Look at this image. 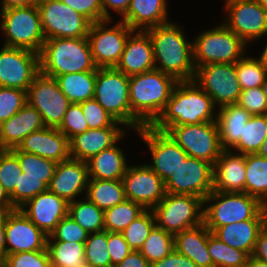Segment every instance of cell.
Here are the masks:
<instances>
[{
  "mask_svg": "<svg viewBox=\"0 0 267 267\" xmlns=\"http://www.w3.org/2000/svg\"><path fill=\"white\" fill-rule=\"evenodd\" d=\"M183 23L174 21L149 28L155 69L172 75L177 81L194 80L193 38L189 39Z\"/></svg>",
  "mask_w": 267,
  "mask_h": 267,
  "instance_id": "1",
  "label": "cell"
},
{
  "mask_svg": "<svg viewBox=\"0 0 267 267\" xmlns=\"http://www.w3.org/2000/svg\"><path fill=\"white\" fill-rule=\"evenodd\" d=\"M218 108L211 97L194 81H177L166 107L151 125L166 131L171 126L216 121Z\"/></svg>",
  "mask_w": 267,
  "mask_h": 267,
  "instance_id": "2",
  "label": "cell"
},
{
  "mask_svg": "<svg viewBox=\"0 0 267 267\" xmlns=\"http://www.w3.org/2000/svg\"><path fill=\"white\" fill-rule=\"evenodd\" d=\"M176 83L172 75L157 69L131 76L129 99L133 115L144 126H151L166 107Z\"/></svg>",
  "mask_w": 267,
  "mask_h": 267,
  "instance_id": "3",
  "label": "cell"
},
{
  "mask_svg": "<svg viewBox=\"0 0 267 267\" xmlns=\"http://www.w3.org/2000/svg\"><path fill=\"white\" fill-rule=\"evenodd\" d=\"M39 57L40 72L53 78L98 69L87 37L46 39Z\"/></svg>",
  "mask_w": 267,
  "mask_h": 267,
  "instance_id": "4",
  "label": "cell"
},
{
  "mask_svg": "<svg viewBox=\"0 0 267 267\" xmlns=\"http://www.w3.org/2000/svg\"><path fill=\"white\" fill-rule=\"evenodd\" d=\"M250 47L222 21L215 27L201 30L193 38V62L199 66L212 63H237Z\"/></svg>",
  "mask_w": 267,
  "mask_h": 267,
  "instance_id": "5",
  "label": "cell"
},
{
  "mask_svg": "<svg viewBox=\"0 0 267 267\" xmlns=\"http://www.w3.org/2000/svg\"><path fill=\"white\" fill-rule=\"evenodd\" d=\"M129 80L130 77L115 67L98 68L94 99L116 121L121 122L135 134V131L144 125L131 112Z\"/></svg>",
  "mask_w": 267,
  "mask_h": 267,
  "instance_id": "6",
  "label": "cell"
},
{
  "mask_svg": "<svg viewBox=\"0 0 267 267\" xmlns=\"http://www.w3.org/2000/svg\"><path fill=\"white\" fill-rule=\"evenodd\" d=\"M264 204L245 192L212 191L204 199L203 223L212 232L215 228L252 218H264Z\"/></svg>",
  "mask_w": 267,
  "mask_h": 267,
  "instance_id": "7",
  "label": "cell"
},
{
  "mask_svg": "<svg viewBox=\"0 0 267 267\" xmlns=\"http://www.w3.org/2000/svg\"><path fill=\"white\" fill-rule=\"evenodd\" d=\"M0 33L4 46L40 54L46 40L37 5L0 10Z\"/></svg>",
  "mask_w": 267,
  "mask_h": 267,
  "instance_id": "8",
  "label": "cell"
},
{
  "mask_svg": "<svg viewBox=\"0 0 267 267\" xmlns=\"http://www.w3.org/2000/svg\"><path fill=\"white\" fill-rule=\"evenodd\" d=\"M204 200L184 194L166 193L152 209L156 226L176 235L203 223Z\"/></svg>",
  "mask_w": 267,
  "mask_h": 267,
  "instance_id": "9",
  "label": "cell"
},
{
  "mask_svg": "<svg viewBox=\"0 0 267 267\" xmlns=\"http://www.w3.org/2000/svg\"><path fill=\"white\" fill-rule=\"evenodd\" d=\"M115 21L104 20L90 25L87 39L94 63L98 68L116 67L127 39L134 32L125 22L117 20L115 23Z\"/></svg>",
  "mask_w": 267,
  "mask_h": 267,
  "instance_id": "10",
  "label": "cell"
},
{
  "mask_svg": "<svg viewBox=\"0 0 267 267\" xmlns=\"http://www.w3.org/2000/svg\"><path fill=\"white\" fill-rule=\"evenodd\" d=\"M165 132L172 137L189 157L206 161L213 166L224 151L216 121L171 126Z\"/></svg>",
  "mask_w": 267,
  "mask_h": 267,
  "instance_id": "11",
  "label": "cell"
},
{
  "mask_svg": "<svg viewBox=\"0 0 267 267\" xmlns=\"http://www.w3.org/2000/svg\"><path fill=\"white\" fill-rule=\"evenodd\" d=\"M222 1V0H221ZM224 20L248 46L267 34V11L257 0H223ZM251 44V45H250Z\"/></svg>",
  "mask_w": 267,
  "mask_h": 267,
  "instance_id": "12",
  "label": "cell"
},
{
  "mask_svg": "<svg viewBox=\"0 0 267 267\" xmlns=\"http://www.w3.org/2000/svg\"><path fill=\"white\" fill-rule=\"evenodd\" d=\"M136 135L146 145L150 153V162L146 164L163 180L165 184L174 171L184 162L188 154L164 131L155 130L151 126H143Z\"/></svg>",
  "mask_w": 267,
  "mask_h": 267,
  "instance_id": "13",
  "label": "cell"
},
{
  "mask_svg": "<svg viewBox=\"0 0 267 267\" xmlns=\"http://www.w3.org/2000/svg\"><path fill=\"white\" fill-rule=\"evenodd\" d=\"M37 6L46 39L88 36L91 22L60 0H40Z\"/></svg>",
  "mask_w": 267,
  "mask_h": 267,
  "instance_id": "14",
  "label": "cell"
},
{
  "mask_svg": "<svg viewBox=\"0 0 267 267\" xmlns=\"http://www.w3.org/2000/svg\"><path fill=\"white\" fill-rule=\"evenodd\" d=\"M194 81L211 97L217 108L236 104L242 91L235 63L199 66Z\"/></svg>",
  "mask_w": 267,
  "mask_h": 267,
  "instance_id": "15",
  "label": "cell"
},
{
  "mask_svg": "<svg viewBox=\"0 0 267 267\" xmlns=\"http://www.w3.org/2000/svg\"><path fill=\"white\" fill-rule=\"evenodd\" d=\"M27 103L42 116L45 127L58 128L71 102L55 78L39 73L26 91Z\"/></svg>",
  "mask_w": 267,
  "mask_h": 267,
  "instance_id": "16",
  "label": "cell"
},
{
  "mask_svg": "<svg viewBox=\"0 0 267 267\" xmlns=\"http://www.w3.org/2000/svg\"><path fill=\"white\" fill-rule=\"evenodd\" d=\"M1 46L0 87L27 91L40 73L39 54L26 49Z\"/></svg>",
  "mask_w": 267,
  "mask_h": 267,
  "instance_id": "17",
  "label": "cell"
},
{
  "mask_svg": "<svg viewBox=\"0 0 267 267\" xmlns=\"http://www.w3.org/2000/svg\"><path fill=\"white\" fill-rule=\"evenodd\" d=\"M166 193L200 197L203 200L213 191V165L187 157L165 183Z\"/></svg>",
  "mask_w": 267,
  "mask_h": 267,
  "instance_id": "18",
  "label": "cell"
},
{
  "mask_svg": "<svg viewBox=\"0 0 267 267\" xmlns=\"http://www.w3.org/2000/svg\"><path fill=\"white\" fill-rule=\"evenodd\" d=\"M127 200L153 209L166 194L163 180L145 163L131 164L122 177Z\"/></svg>",
  "mask_w": 267,
  "mask_h": 267,
  "instance_id": "19",
  "label": "cell"
},
{
  "mask_svg": "<svg viewBox=\"0 0 267 267\" xmlns=\"http://www.w3.org/2000/svg\"><path fill=\"white\" fill-rule=\"evenodd\" d=\"M47 237L20 209L7 214L5 226L6 255L24 251L46 250Z\"/></svg>",
  "mask_w": 267,
  "mask_h": 267,
  "instance_id": "20",
  "label": "cell"
},
{
  "mask_svg": "<svg viewBox=\"0 0 267 267\" xmlns=\"http://www.w3.org/2000/svg\"><path fill=\"white\" fill-rule=\"evenodd\" d=\"M89 179L87 162L70 158L57 163L48 190L70 203L86 196Z\"/></svg>",
  "mask_w": 267,
  "mask_h": 267,
  "instance_id": "21",
  "label": "cell"
},
{
  "mask_svg": "<svg viewBox=\"0 0 267 267\" xmlns=\"http://www.w3.org/2000/svg\"><path fill=\"white\" fill-rule=\"evenodd\" d=\"M69 203L46 190L28 200L19 209L48 236L57 224L68 215Z\"/></svg>",
  "mask_w": 267,
  "mask_h": 267,
  "instance_id": "22",
  "label": "cell"
},
{
  "mask_svg": "<svg viewBox=\"0 0 267 267\" xmlns=\"http://www.w3.org/2000/svg\"><path fill=\"white\" fill-rule=\"evenodd\" d=\"M17 149L56 163L70 159L69 139L57 128L44 127L26 136Z\"/></svg>",
  "mask_w": 267,
  "mask_h": 267,
  "instance_id": "23",
  "label": "cell"
},
{
  "mask_svg": "<svg viewBox=\"0 0 267 267\" xmlns=\"http://www.w3.org/2000/svg\"><path fill=\"white\" fill-rule=\"evenodd\" d=\"M128 131L127 127L88 129L69 140L70 157L87 162L102 150L115 145Z\"/></svg>",
  "mask_w": 267,
  "mask_h": 267,
  "instance_id": "24",
  "label": "cell"
},
{
  "mask_svg": "<svg viewBox=\"0 0 267 267\" xmlns=\"http://www.w3.org/2000/svg\"><path fill=\"white\" fill-rule=\"evenodd\" d=\"M115 68L128 77L155 69L152 41L145 31H134L129 36Z\"/></svg>",
  "mask_w": 267,
  "mask_h": 267,
  "instance_id": "25",
  "label": "cell"
},
{
  "mask_svg": "<svg viewBox=\"0 0 267 267\" xmlns=\"http://www.w3.org/2000/svg\"><path fill=\"white\" fill-rule=\"evenodd\" d=\"M245 155L224 150L213 166V190L245 192Z\"/></svg>",
  "mask_w": 267,
  "mask_h": 267,
  "instance_id": "26",
  "label": "cell"
},
{
  "mask_svg": "<svg viewBox=\"0 0 267 267\" xmlns=\"http://www.w3.org/2000/svg\"><path fill=\"white\" fill-rule=\"evenodd\" d=\"M44 127L41 114L26 103L20 111L0 124V149L17 148L26 136Z\"/></svg>",
  "mask_w": 267,
  "mask_h": 267,
  "instance_id": "27",
  "label": "cell"
},
{
  "mask_svg": "<svg viewBox=\"0 0 267 267\" xmlns=\"http://www.w3.org/2000/svg\"><path fill=\"white\" fill-rule=\"evenodd\" d=\"M169 12L168 0H130L127 13L120 20L134 31H145L172 21Z\"/></svg>",
  "mask_w": 267,
  "mask_h": 267,
  "instance_id": "28",
  "label": "cell"
},
{
  "mask_svg": "<svg viewBox=\"0 0 267 267\" xmlns=\"http://www.w3.org/2000/svg\"><path fill=\"white\" fill-rule=\"evenodd\" d=\"M129 132H131V130H129L115 145L102 150L87 161L89 178L99 180L122 179L130 165L128 163L131 162L126 158V153H124L126 152V149L121 145L119 146V144H121V142L123 143L125 140L128 141L126 137L129 136Z\"/></svg>",
  "mask_w": 267,
  "mask_h": 267,
  "instance_id": "29",
  "label": "cell"
},
{
  "mask_svg": "<svg viewBox=\"0 0 267 267\" xmlns=\"http://www.w3.org/2000/svg\"><path fill=\"white\" fill-rule=\"evenodd\" d=\"M212 232L204 223L174 235V250L190 258L197 267H214L207 241Z\"/></svg>",
  "mask_w": 267,
  "mask_h": 267,
  "instance_id": "30",
  "label": "cell"
},
{
  "mask_svg": "<svg viewBox=\"0 0 267 267\" xmlns=\"http://www.w3.org/2000/svg\"><path fill=\"white\" fill-rule=\"evenodd\" d=\"M264 228V218H252L215 228L212 234L233 247L252 254L259 232Z\"/></svg>",
  "mask_w": 267,
  "mask_h": 267,
  "instance_id": "31",
  "label": "cell"
},
{
  "mask_svg": "<svg viewBox=\"0 0 267 267\" xmlns=\"http://www.w3.org/2000/svg\"><path fill=\"white\" fill-rule=\"evenodd\" d=\"M251 114L237 104L218 108L216 122L223 150H231L242 137Z\"/></svg>",
  "mask_w": 267,
  "mask_h": 267,
  "instance_id": "32",
  "label": "cell"
},
{
  "mask_svg": "<svg viewBox=\"0 0 267 267\" xmlns=\"http://www.w3.org/2000/svg\"><path fill=\"white\" fill-rule=\"evenodd\" d=\"M97 71H85L56 76L60 90L71 103H81L94 98Z\"/></svg>",
  "mask_w": 267,
  "mask_h": 267,
  "instance_id": "33",
  "label": "cell"
},
{
  "mask_svg": "<svg viewBox=\"0 0 267 267\" xmlns=\"http://www.w3.org/2000/svg\"><path fill=\"white\" fill-rule=\"evenodd\" d=\"M86 197L105 211L126 200L122 179L99 180L90 178Z\"/></svg>",
  "mask_w": 267,
  "mask_h": 267,
  "instance_id": "34",
  "label": "cell"
},
{
  "mask_svg": "<svg viewBox=\"0 0 267 267\" xmlns=\"http://www.w3.org/2000/svg\"><path fill=\"white\" fill-rule=\"evenodd\" d=\"M245 193L267 201V158L255 154L245 155Z\"/></svg>",
  "mask_w": 267,
  "mask_h": 267,
  "instance_id": "35",
  "label": "cell"
},
{
  "mask_svg": "<svg viewBox=\"0 0 267 267\" xmlns=\"http://www.w3.org/2000/svg\"><path fill=\"white\" fill-rule=\"evenodd\" d=\"M68 215L89 233L104 229V211L86 196L69 203Z\"/></svg>",
  "mask_w": 267,
  "mask_h": 267,
  "instance_id": "36",
  "label": "cell"
},
{
  "mask_svg": "<svg viewBox=\"0 0 267 267\" xmlns=\"http://www.w3.org/2000/svg\"><path fill=\"white\" fill-rule=\"evenodd\" d=\"M267 137V114L251 115L246 126L243 127L242 137L230 150L238 154H255Z\"/></svg>",
  "mask_w": 267,
  "mask_h": 267,
  "instance_id": "37",
  "label": "cell"
},
{
  "mask_svg": "<svg viewBox=\"0 0 267 267\" xmlns=\"http://www.w3.org/2000/svg\"><path fill=\"white\" fill-rule=\"evenodd\" d=\"M52 267H82L86 264L84 243L47 241Z\"/></svg>",
  "mask_w": 267,
  "mask_h": 267,
  "instance_id": "38",
  "label": "cell"
},
{
  "mask_svg": "<svg viewBox=\"0 0 267 267\" xmlns=\"http://www.w3.org/2000/svg\"><path fill=\"white\" fill-rule=\"evenodd\" d=\"M145 210L142 205L126 199L104 211V229L108 232L121 233Z\"/></svg>",
  "mask_w": 267,
  "mask_h": 267,
  "instance_id": "39",
  "label": "cell"
},
{
  "mask_svg": "<svg viewBox=\"0 0 267 267\" xmlns=\"http://www.w3.org/2000/svg\"><path fill=\"white\" fill-rule=\"evenodd\" d=\"M207 249L214 267H245L249 257L246 252L230 247L212 233L208 236Z\"/></svg>",
  "mask_w": 267,
  "mask_h": 267,
  "instance_id": "40",
  "label": "cell"
},
{
  "mask_svg": "<svg viewBox=\"0 0 267 267\" xmlns=\"http://www.w3.org/2000/svg\"><path fill=\"white\" fill-rule=\"evenodd\" d=\"M11 150L17 155L22 172L25 173V176L41 178V181L47 186L50 184L57 165L56 162L36 154L19 151L17 148Z\"/></svg>",
  "mask_w": 267,
  "mask_h": 267,
  "instance_id": "41",
  "label": "cell"
},
{
  "mask_svg": "<svg viewBox=\"0 0 267 267\" xmlns=\"http://www.w3.org/2000/svg\"><path fill=\"white\" fill-rule=\"evenodd\" d=\"M235 68L242 90L261 87L267 75V69L253 54H246L235 63Z\"/></svg>",
  "mask_w": 267,
  "mask_h": 267,
  "instance_id": "42",
  "label": "cell"
},
{
  "mask_svg": "<svg viewBox=\"0 0 267 267\" xmlns=\"http://www.w3.org/2000/svg\"><path fill=\"white\" fill-rule=\"evenodd\" d=\"M174 250V235L155 226L139 252L150 262H156Z\"/></svg>",
  "mask_w": 267,
  "mask_h": 267,
  "instance_id": "43",
  "label": "cell"
},
{
  "mask_svg": "<svg viewBox=\"0 0 267 267\" xmlns=\"http://www.w3.org/2000/svg\"><path fill=\"white\" fill-rule=\"evenodd\" d=\"M155 226L156 222L153 211L146 209L121 234L133 251H139Z\"/></svg>",
  "mask_w": 267,
  "mask_h": 267,
  "instance_id": "44",
  "label": "cell"
},
{
  "mask_svg": "<svg viewBox=\"0 0 267 267\" xmlns=\"http://www.w3.org/2000/svg\"><path fill=\"white\" fill-rule=\"evenodd\" d=\"M85 262L91 267H111L107 247V231L89 233L84 243Z\"/></svg>",
  "mask_w": 267,
  "mask_h": 267,
  "instance_id": "45",
  "label": "cell"
},
{
  "mask_svg": "<svg viewBox=\"0 0 267 267\" xmlns=\"http://www.w3.org/2000/svg\"><path fill=\"white\" fill-rule=\"evenodd\" d=\"M22 173L17 155L11 149H0V183L8 195L18 185Z\"/></svg>",
  "mask_w": 267,
  "mask_h": 267,
  "instance_id": "46",
  "label": "cell"
},
{
  "mask_svg": "<svg viewBox=\"0 0 267 267\" xmlns=\"http://www.w3.org/2000/svg\"><path fill=\"white\" fill-rule=\"evenodd\" d=\"M46 190H48V186L41 181V178L27 177L25 173H22L18 185H16L14 191L9 196L12 205L19 209L28 200Z\"/></svg>",
  "mask_w": 267,
  "mask_h": 267,
  "instance_id": "47",
  "label": "cell"
},
{
  "mask_svg": "<svg viewBox=\"0 0 267 267\" xmlns=\"http://www.w3.org/2000/svg\"><path fill=\"white\" fill-rule=\"evenodd\" d=\"M80 105L89 129L125 127L102 108L94 98L81 102Z\"/></svg>",
  "mask_w": 267,
  "mask_h": 267,
  "instance_id": "48",
  "label": "cell"
},
{
  "mask_svg": "<svg viewBox=\"0 0 267 267\" xmlns=\"http://www.w3.org/2000/svg\"><path fill=\"white\" fill-rule=\"evenodd\" d=\"M0 265L2 267H52L47 249L6 255Z\"/></svg>",
  "mask_w": 267,
  "mask_h": 267,
  "instance_id": "49",
  "label": "cell"
},
{
  "mask_svg": "<svg viewBox=\"0 0 267 267\" xmlns=\"http://www.w3.org/2000/svg\"><path fill=\"white\" fill-rule=\"evenodd\" d=\"M89 232L84 230L69 215L65 216L47 237V241H69L85 243Z\"/></svg>",
  "mask_w": 267,
  "mask_h": 267,
  "instance_id": "50",
  "label": "cell"
},
{
  "mask_svg": "<svg viewBox=\"0 0 267 267\" xmlns=\"http://www.w3.org/2000/svg\"><path fill=\"white\" fill-rule=\"evenodd\" d=\"M26 103L25 90L0 87V124L20 111Z\"/></svg>",
  "mask_w": 267,
  "mask_h": 267,
  "instance_id": "51",
  "label": "cell"
},
{
  "mask_svg": "<svg viewBox=\"0 0 267 267\" xmlns=\"http://www.w3.org/2000/svg\"><path fill=\"white\" fill-rule=\"evenodd\" d=\"M57 129L69 140L75 135L83 133L89 129L80 103L70 104L62 123Z\"/></svg>",
  "mask_w": 267,
  "mask_h": 267,
  "instance_id": "52",
  "label": "cell"
},
{
  "mask_svg": "<svg viewBox=\"0 0 267 267\" xmlns=\"http://www.w3.org/2000/svg\"><path fill=\"white\" fill-rule=\"evenodd\" d=\"M236 104L251 115L267 114V99L261 87L242 90Z\"/></svg>",
  "mask_w": 267,
  "mask_h": 267,
  "instance_id": "53",
  "label": "cell"
},
{
  "mask_svg": "<svg viewBox=\"0 0 267 267\" xmlns=\"http://www.w3.org/2000/svg\"><path fill=\"white\" fill-rule=\"evenodd\" d=\"M76 12L86 17L91 23L104 21L101 0H60Z\"/></svg>",
  "mask_w": 267,
  "mask_h": 267,
  "instance_id": "54",
  "label": "cell"
},
{
  "mask_svg": "<svg viewBox=\"0 0 267 267\" xmlns=\"http://www.w3.org/2000/svg\"><path fill=\"white\" fill-rule=\"evenodd\" d=\"M107 247L111 259V267L117 266L133 251L119 232L107 231Z\"/></svg>",
  "mask_w": 267,
  "mask_h": 267,
  "instance_id": "55",
  "label": "cell"
},
{
  "mask_svg": "<svg viewBox=\"0 0 267 267\" xmlns=\"http://www.w3.org/2000/svg\"><path fill=\"white\" fill-rule=\"evenodd\" d=\"M129 5L130 0H101L104 20H116L115 15H119L118 20H120L127 13Z\"/></svg>",
  "mask_w": 267,
  "mask_h": 267,
  "instance_id": "56",
  "label": "cell"
},
{
  "mask_svg": "<svg viewBox=\"0 0 267 267\" xmlns=\"http://www.w3.org/2000/svg\"><path fill=\"white\" fill-rule=\"evenodd\" d=\"M151 267H197L188 257L173 250L159 261L151 263Z\"/></svg>",
  "mask_w": 267,
  "mask_h": 267,
  "instance_id": "57",
  "label": "cell"
},
{
  "mask_svg": "<svg viewBox=\"0 0 267 267\" xmlns=\"http://www.w3.org/2000/svg\"><path fill=\"white\" fill-rule=\"evenodd\" d=\"M251 256L267 262V228H263L257 237Z\"/></svg>",
  "mask_w": 267,
  "mask_h": 267,
  "instance_id": "58",
  "label": "cell"
},
{
  "mask_svg": "<svg viewBox=\"0 0 267 267\" xmlns=\"http://www.w3.org/2000/svg\"><path fill=\"white\" fill-rule=\"evenodd\" d=\"M115 267H151V263L139 251H132Z\"/></svg>",
  "mask_w": 267,
  "mask_h": 267,
  "instance_id": "59",
  "label": "cell"
},
{
  "mask_svg": "<svg viewBox=\"0 0 267 267\" xmlns=\"http://www.w3.org/2000/svg\"><path fill=\"white\" fill-rule=\"evenodd\" d=\"M10 211H0V262L6 257L5 226L7 214Z\"/></svg>",
  "mask_w": 267,
  "mask_h": 267,
  "instance_id": "60",
  "label": "cell"
},
{
  "mask_svg": "<svg viewBox=\"0 0 267 267\" xmlns=\"http://www.w3.org/2000/svg\"><path fill=\"white\" fill-rule=\"evenodd\" d=\"M40 0H0V10L38 5Z\"/></svg>",
  "mask_w": 267,
  "mask_h": 267,
  "instance_id": "61",
  "label": "cell"
},
{
  "mask_svg": "<svg viewBox=\"0 0 267 267\" xmlns=\"http://www.w3.org/2000/svg\"><path fill=\"white\" fill-rule=\"evenodd\" d=\"M16 208L12 205L10 196L4 190L3 185L0 183V211H12Z\"/></svg>",
  "mask_w": 267,
  "mask_h": 267,
  "instance_id": "62",
  "label": "cell"
},
{
  "mask_svg": "<svg viewBox=\"0 0 267 267\" xmlns=\"http://www.w3.org/2000/svg\"><path fill=\"white\" fill-rule=\"evenodd\" d=\"M267 34L261 38V40H258L260 41V43L263 41L262 39H265L266 41L264 42L263 44V47L261 50H259V56H256L260 61L261 63L264 65V67L267 69ZM266 43V44H265Z\"/></svg>",
  "mask_w": 267,
  "mask_h": 267,
  "instance_id": "63",
  "label": "cell"
},
{
  "mask_svg": "<svg viewBox=\"0 0 267 267\" xmlns=\"http://www.w3.org/2000/svg\"><path fill=\"white\" fill-rule=\"evenodd\" d=\"M245 267H267V262L259 260L253 256H249Z\"/></svg>",
  "mask_w": 267,
  "mask_h": 267,
  "instance_id": "64",
  "label": "cell"
},
{
  "mask_svg": "<svg viewBox=\"0 0 267 267\" xmlns=\"http://www.w3.org/2000/svg\"><path fill=\"white\" fill-rule=\"evenodd\" d=\"M259 156L267 158V137L264 139L259 151L257 152Z\"/></svg>",
  "mask_w": 267,
  "mask_h": 267,
  "instance_id": "65",
  "label": "cell"
},
{
  "mask_svg": "<svg viewBox=\"0 0 267 267\" xmlns=\"http://www.w3.org/2000/svg\"><path fill=\"white\" fill-rule=\"evenodd\" d=\"M261 88H262V91H263V93L267 99V75L265 77L264 83L262 84Z\"/></svg>",
  "mask_w": 267,
  "mask_h": 267,
  "instance_id": "66",
  "label": "cell"
},
{
  "mask_svg": "<svg viewBox=\"0 0 267 267\" xmlns=\"http://www.w3.org/2000/svg\"><path fill=\"white\" fill-rule=\"evenodd\" d=\"M257 2L267 11V0H257Z\"/></svg>",
  "mask_w": 267,
  "mask_h": 267,
  "instance_id": "67",
  "label": "cell"
},
{
  "mask_svg": "<svg viewBox=\"0 0 267 267\" xmlns=\"http://www.w3.org/2000/svg\"><path fill=\"white\" fill-rule=\"evenodd\" d=\"M263 213H264V214H267V201L264 203V206H263Z\"/></svg>",
  "mask_w": 267,
  "mask_h": 267,
  "instance_id": "68",
  "label": "cell"
},
{
  "mask_svg": "<svg viewBox=\"0 0 267 267\" xmlns=\"http://www.w3.org/2000/svg\"><path fill=\"white\" fill-rule=\"evenodd\" d=\"M264 227L267 228V214H264Z\"/></svg>",
  "mask_w": 267,
  "mask_h": 267,
  "instance_id": "69",
  "label": "cell"
},
{
  "mask_svg": "<svg viewBox=\"0 0 267 267\" xmlns=\"http://www.w3.org/2000/svg\"><path fill=\"white\" fill-rule=\"evenodd\" d=\"M82 267H91V266H89V265L85 264V265H84V266H82Z\"/></svg>",
  "mask_w": 267,
  "mask_h": 267,
  "instance_id": "70",
  "label": "cell"
}]
</instances>
